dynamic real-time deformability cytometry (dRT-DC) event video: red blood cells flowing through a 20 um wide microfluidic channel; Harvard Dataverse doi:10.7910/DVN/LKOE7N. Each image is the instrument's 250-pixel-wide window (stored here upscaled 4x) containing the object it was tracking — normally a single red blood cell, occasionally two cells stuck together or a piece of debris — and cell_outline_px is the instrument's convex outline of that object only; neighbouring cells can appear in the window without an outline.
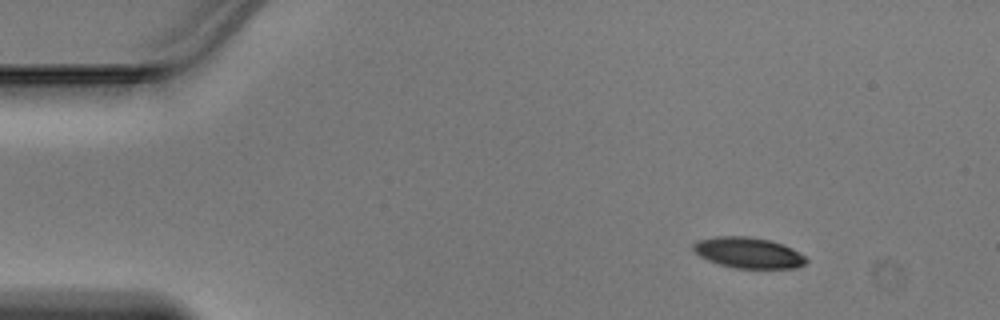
{"species": "Egyptian fruit bat (a non-hibernating species)", "species_latin": "Rousettus aegyptiacus", "temperature_condition": "warm", "stored_images_in_passage": 43, "camera_frame_rate_fps": 3000, "um_per_image_px": 0.085, "animal": {"sex": "male"}, "frame": {"image": 1, "passage_image": 1, "time_ms": 0.0, "image_size_px": [1000, 320], "cell_outline_px": [[808, 260], [804, 264], [796, 268], [736, 268], [720, 264], [708, 260], [700, 256], [692, 248], [692, 244], [696, 240], [716, 236], [748, 236], [768, 240], [792, 248], [804, 256]], "centroid_in_image_um": [63.58, 21.48], "position_along_channel_um": 21.4, "area_um2": 20.11}}
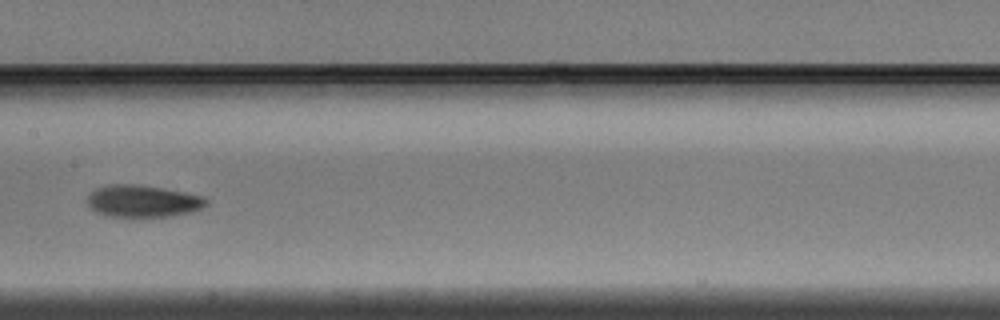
{"frame": {"image": 2, "passage_image": 19, "time_ms": 6.0, "image_size_px": [1000, 320], "cell_outline_px": [[208, 204], [192, 212], [168, 216], [108, 216], [96, 212], [88, 204], [88, 196], [96, 188], [112, 184], [140, 184], [184, 192], [204, 196], [208, 200]], "centroid_in_image_um": [12.16, 17.08], "position_along_channel_um": 195.2, "area_um2": 22.02}}
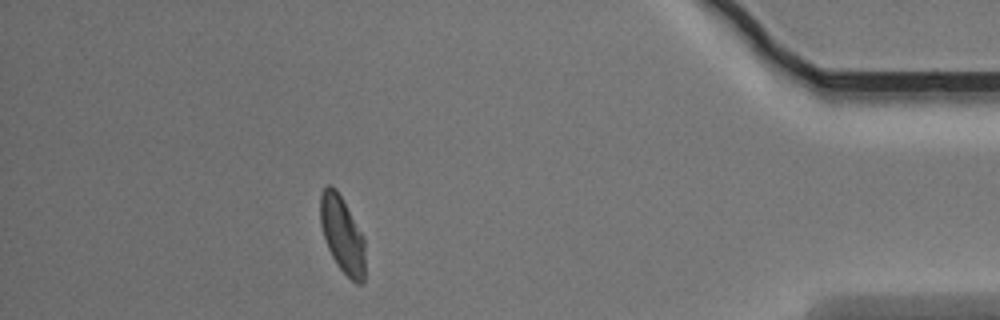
{"frame": {"image": 3, "passage_image": 37, "time_ms": 12.0, "image_size_px": [1000, 320], "cell_outline_px": [[364, 280], [360, 284], [356, 284], [340, 268], [332, 256], [328, 248], [320, 224], [320, 192], [328, 184], [336, 188], [364, 236]], "centroid_in_image_um": [29.08, 19.91], "position_along_channel_um": 406.1, "area_um2": 19.83}}